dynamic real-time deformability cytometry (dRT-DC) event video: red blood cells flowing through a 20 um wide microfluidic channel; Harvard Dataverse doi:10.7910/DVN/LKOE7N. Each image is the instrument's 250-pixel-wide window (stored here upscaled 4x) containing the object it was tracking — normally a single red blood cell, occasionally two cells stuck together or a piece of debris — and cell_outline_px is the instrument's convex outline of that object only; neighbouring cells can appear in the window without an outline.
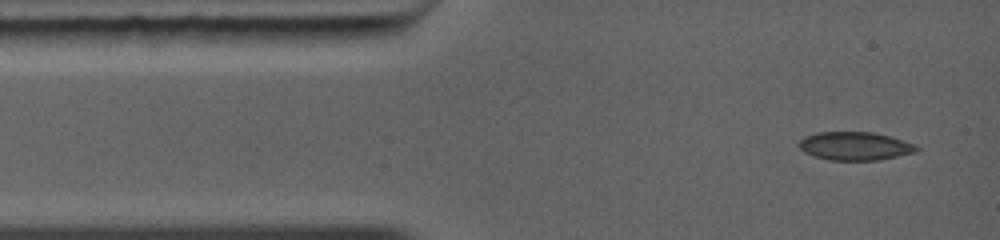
{"species": "common noctule bat (a hibernating species)", "species_latin": "Nyctalus noctula", "temperature_condition": "warm", "stored_images_in_passage": 5, "camera_frame_rate_fps": 5000, "um_per_image_px": 0.085, "animal": {"sex": "female", "body_mass_g": 19.0, "forearm_length_mm": 56.7}, "frame": {"image": 1, "passage_image": 1, "time_ms": 0.0, "image_size_px": [1000, 240], "cell_outline_px": [[920, 148], [916, 152], [880, 160], [828, 160], [804, 152], [800, 148], [800, 140], [804, 136], [816, 132], [872, 132], [888, 136], [916, 144]], "centroid_in_image_um": [72.69, 12.41], "position_along_channel_um": 12.3, "area_um2": 19.36}}
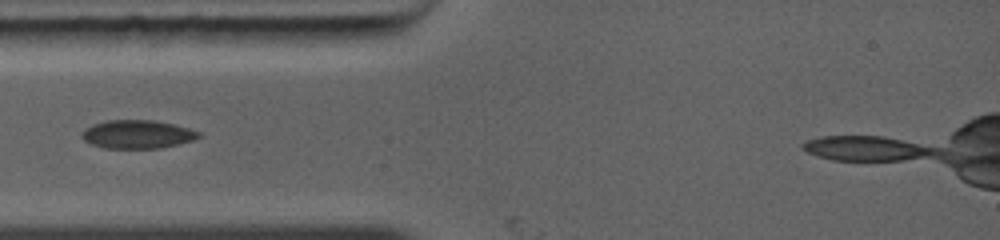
{"frame": {"image": 2, "passage_image": 4, "time_ms": 2.4, "image_size_px": [1000, 240], "cell_outline_px": [[200, 136], [192, 140], [180, 144], [160, 148], [104, 148], [92, 144], [84, 140], [80, 136], [84, 128], [92, 124], [108, 120], [156, 120], [176, 124], [200, 132]], "centroid_in_image_um": [11.67, 11.4], "position_along_channel_um": 73.3, "area_um2": 19.48}}